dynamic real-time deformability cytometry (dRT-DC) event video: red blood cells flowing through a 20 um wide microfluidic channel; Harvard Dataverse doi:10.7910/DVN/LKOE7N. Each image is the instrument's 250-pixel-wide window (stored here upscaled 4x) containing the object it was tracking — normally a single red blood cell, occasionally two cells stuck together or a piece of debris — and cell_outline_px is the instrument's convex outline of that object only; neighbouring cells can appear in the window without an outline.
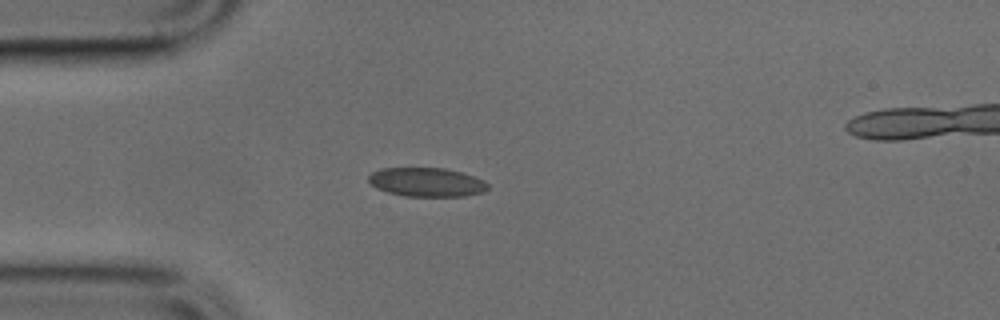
{"species": "common noctule bat (a hibernating species)", "species_latin": "Nyctalus noctula", "temperature_condition": "cold", "stored_images_in_passage": 45, "camera_frame_rate_fps": 3000, "um_per_image_px": 0.085, "animal": {"sex": "male", "body_mass_g": 17.9, "forearm_length_mm": 54.2}, "frame": {"image": 1, "passage_image": 8, "time_ms": 2.333, "image_size_px": [1000, 320], "cell_outline_px": [[488, 188], [484, 192], [464, 196], [404, 196], [388, 192], [376, 188], [368, 180], [368, 176], [372, 172], [380, 168], [444, 168], [460, 172], [484, 180], [488, 184]], "centroid_in_image_um": [36.25, 15.48], "position_along_channel_um": 48.7, "area_um2": 20.06}}
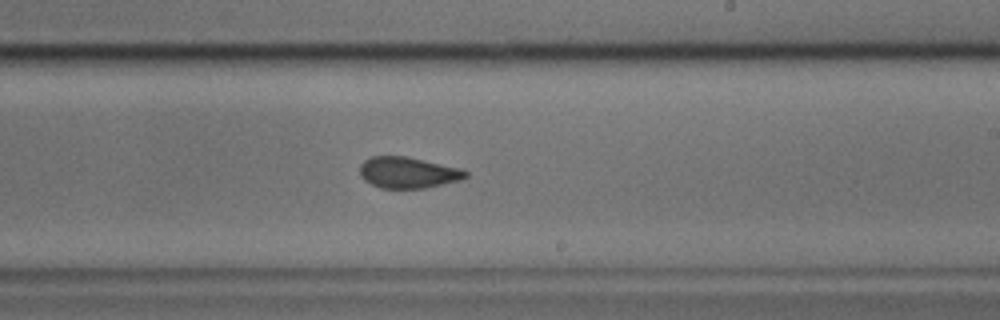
{"frame": {"image": 2, "passage_image": 24, "time_ms": 7.667, "image_size_px": [1000, 320], "cell_outline_px": [[468, 176], [464, 180], [424, 188], [380, 188], [364, 180], [360, 176], [360, 164], [364, 160], [372, 156], [404, 156], [460, 168], [468, 172]], "centroid_in_image_um": [34.69, 14.67], "position_along_channel_um": 254.3, "area_um2": 19.25}}
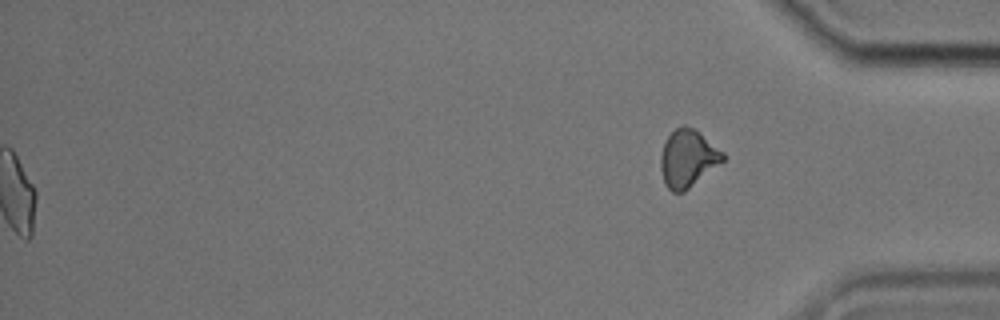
{"frame": {"image": 3, "passage_image": 45, "time_ms": 14.667, "image_size_px": [1000, 320], "cell_outline_px": [[724, 160], [684, 192], [672, 192], [664, 184], [660, 168], [660, 156], [664, 144], [668, 136], [676, 128], [684, 124], [696, 128], [724, 152]], "centroid_in_image_um": [58.45, 13.44], "position_along_channel_um": 376.7, "area_um2": 20.92}}